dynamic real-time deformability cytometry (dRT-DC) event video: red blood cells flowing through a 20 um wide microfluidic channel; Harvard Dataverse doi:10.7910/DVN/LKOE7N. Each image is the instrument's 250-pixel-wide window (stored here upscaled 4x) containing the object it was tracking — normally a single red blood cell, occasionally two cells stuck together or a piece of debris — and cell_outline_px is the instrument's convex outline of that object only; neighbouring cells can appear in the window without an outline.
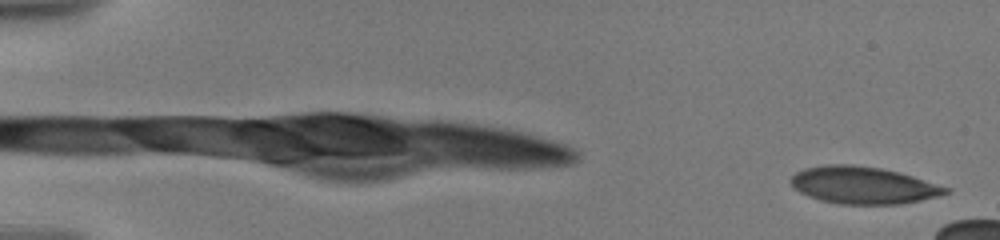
{"species": "human", "species_latin": "Homo sapiens", "temperature_condition": "warm", "stored_images_in_passage": 12, "camera_frame_rate_fps": 3000, "um_per_image_px": 0.085, "donor": {"sex": "male"}, "frame": {"image": 1, "passage_image": 1, "time_ms": 0.0, "image_size_px": [1000, 240], "cell_outline_px": [[948, 192], [936, 196], [920, 200], [900, 204], [836, 204], [820, 200], [808, 196], [800, 192], [792, 184], [792, 176], [796, 172], [804, 168], [828, 164], [852, 164], [880, 168], [912, 176], [948, 188]], "centroid_in_image_um": [73.32, 15.74], "position_along_channel_um": 11.7, "area_um2": 33.06}}